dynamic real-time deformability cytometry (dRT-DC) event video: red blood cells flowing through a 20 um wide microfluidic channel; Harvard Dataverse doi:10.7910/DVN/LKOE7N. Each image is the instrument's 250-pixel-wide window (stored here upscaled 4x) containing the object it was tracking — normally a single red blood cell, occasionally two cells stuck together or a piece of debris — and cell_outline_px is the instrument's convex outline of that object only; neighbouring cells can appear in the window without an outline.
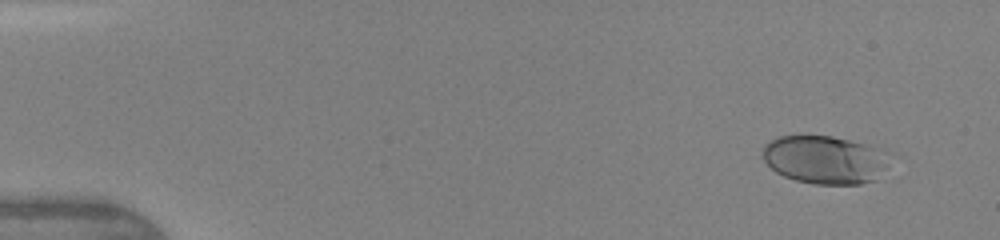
{"species": "human", "species_latin": "Homo sapiens", "temperature_condition": "warm", "stored_images_in_passage": 44, "camera_frame_rate_fps": 3000, "um_per_image_px": 0.085, "donor": {"sex": "female"}, "frame": {"image": 1, "passage_image": 1, "time_ms": 0.0, "image_size_px": [1000, 240], "cell_outline_px": [[884, 168], [872, 180], [860, 184], [812, 184], [796, 180], [784, 176], [776, 172], [764, 160], [764, 144], [780, 136], [832, 136], [864, 144], [872, 148], [884, 164]], "centroid_in_image_um": [69.93, 13.59], "position_along_channel_um": 15.1, "area_um2": 33.99}}
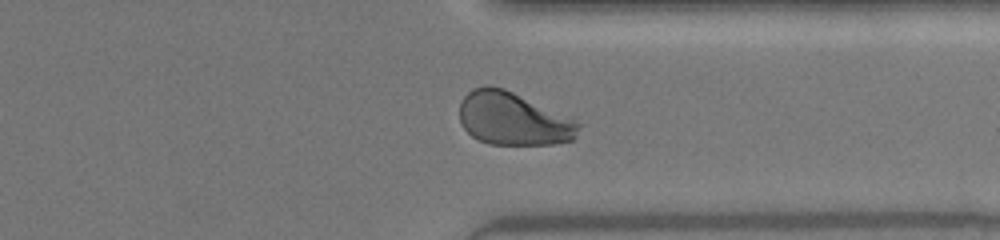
{"frame": {"image": 2, "passage_image": 34, "time_ms": 11.0, "image_size_px": [1000, 240], "cell_outline_px": [[584, 124], [576, 136], [572, 140], [556, 144], [488, 144], [472, 136], [464, 128], [460, 120], [460, 100], [472, 88], [484, 84], [488, 84], [504, 88], [576, 116]], "centroid_in_image_um": [43.73, 10.06], "position_along_channel_um": 367.7, "area_um2": 38.09}}
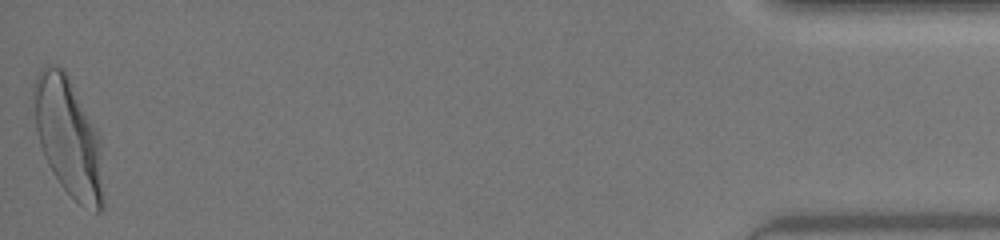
{"frame": {"image": 3, "passage_image": 44, "time_ms": 14.333, "image_size_px": [1000, 240], "cell_outline_px": [[104, 208], [100, 212], [96, 212], [80, 204], [60, 184], [52, 172], [44, 156], [40, 144], [36, 128], [32, 96], [32, 88], [36, 76], [44, 68], [52, 64], [56, 64], [64, 68], [100, 140], [104, 196]], "centroid_in_image_um": [5.8, 11.68], "position_along_channel_um": 429.4, "area_um2": 47.63}, "authors_computed_cell_mechanics": {"area_um2": 36.8186, "velocity_mm_per_s": 4.3688, "shape_relaxation_time_tau1_ms": 3.4684, "shape_relaxation_time_tau2_ms": null, "deformation_change_tau1": 0.1928, "deformation_change_tau2": null}}